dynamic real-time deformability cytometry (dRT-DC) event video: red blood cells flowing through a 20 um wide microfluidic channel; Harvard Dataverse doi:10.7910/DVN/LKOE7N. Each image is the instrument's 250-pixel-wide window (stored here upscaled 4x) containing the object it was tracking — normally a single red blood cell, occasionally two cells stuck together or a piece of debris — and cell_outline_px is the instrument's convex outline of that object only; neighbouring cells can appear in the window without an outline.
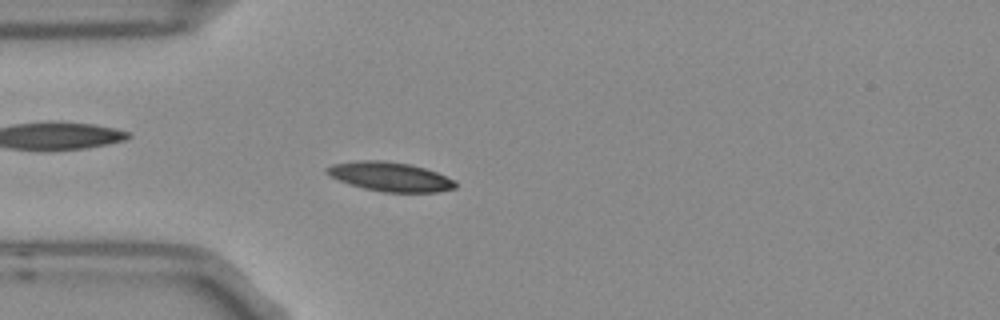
{"species": "Egyptian fruit bat (a non-hibernating species)", "species_latin": "Rousettus aegyptiacus", "temperature_condition": "room temperature", "stored_images_in_passage": 5, "camera_frame_rate_fps": 3000, "um_per_image_px": 0.085, "frame": {"image": 1, "passage_image": 5, "time_ms": 1.333, "image_size_px": [1000, 320], "cell_outline_px": [[456, 188], [436, 192], [384, 192], [364, 188], [328, 176], [324, 172], [324, 168], [332, 164], [356, 160], [380, 160], [412, 164], [436, 172], [456, 180]], "centroid_in_image_um": [33.14, 15.0], "position_along_channel_um": 51.9, "area_um2": 21.96}}